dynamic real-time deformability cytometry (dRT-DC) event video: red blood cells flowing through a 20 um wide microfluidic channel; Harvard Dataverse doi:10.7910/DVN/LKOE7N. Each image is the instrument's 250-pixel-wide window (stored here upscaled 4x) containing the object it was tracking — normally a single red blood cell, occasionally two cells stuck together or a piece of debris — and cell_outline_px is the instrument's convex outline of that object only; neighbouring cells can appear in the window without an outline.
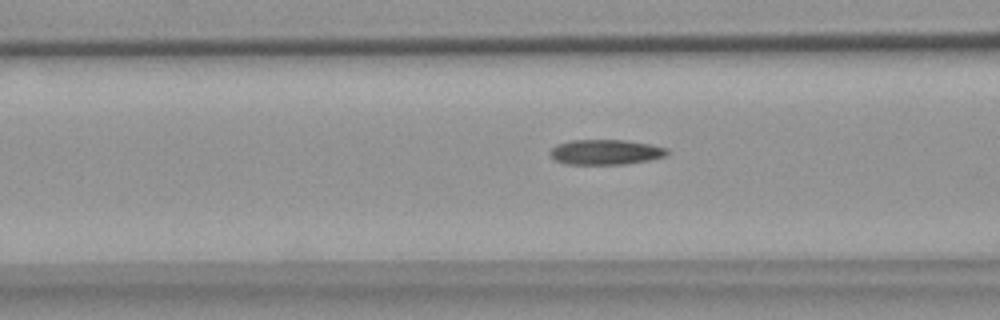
{"species": "common noctule bat (a hibernating species)", "species_latin": "Nyctalus noctula", "temperature_condition": "warm", "stored_images_in_passage": 55, "camera_frame_rate_fps": 3000, "um_per_image_px": 0.085, "animal": {"sex": "female", "body_mass_g": 18.4}, "frame": {"image": 1, "passage_image": 21, "time_ms": 6.667, "image_size_px": [1000, 320], "cell_outline_px": [[668, 152], [664, 156], [648, 160], [628, 164], [564, 164], [556, 160], [548, 152], [556, 144], [572, 140], [624, 140], [652, 144], [668, 148]], "centroid_in_image_um": [51.47, 12.92], "position_along_channel_um": 115.1, "area_um2": 17.17}}
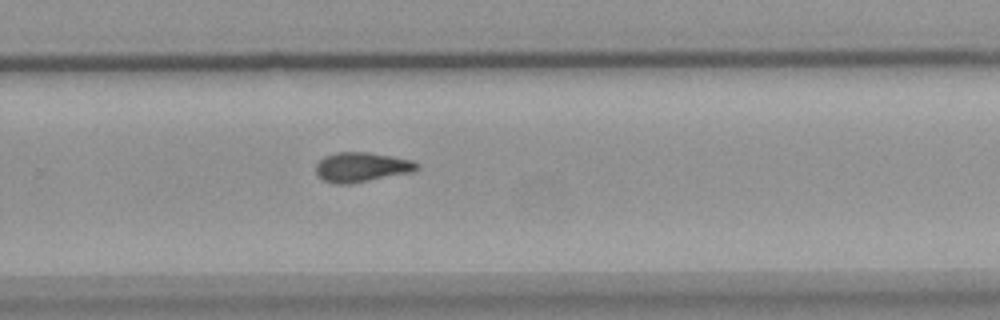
{"frame": {"image": 2, "passage_image": 36, "time_ms": 11.667, "image_size_px": [1000, 320], "cell_outline_px": [[420, 168], [416, 172], [348, 184], [332, 184], [324, 180], [316, 172], [316, 164], [324, 156], [336, 152], [368, 152], [392, 156], [412, 160], [420, 164]], "centroid_in_image_um": [30.79, 14.21], "position_along_channel_um": 299.0, "area_um2": 17.69}}
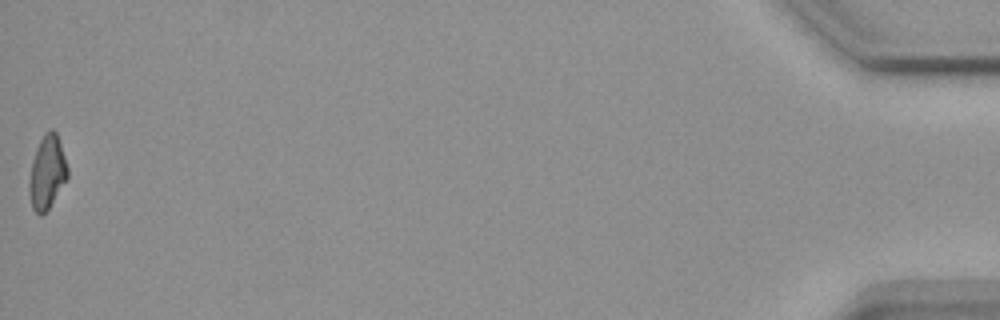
{"frame": {"image": 3, "passage_image": 55, "time_ms": 18.0, "image_size_px": [1000, 320], "cell_outline_px": [[68, 176], [48, 208], [40, 216], [32, 208], [28, 192], [28, 184], [32, 160], [36, 148], [44, 132], [48, 128], [52, 128], [56, 132], [68, 168]], "centroid_in_image_um": [3.97, 14.62], "position_along_channel_um": 431.2, "area_um2": 16.3}, "authors_computed_cell_mechanics": {"area_um2": 17.051, "velocity_mm_per_s": 3.6929, "shape_relaxation_time_tau1_ms": null, "shape_relaxation_time_tau2_ms": 6.1079, "deformation_change_tau1": null, "deformation_change_tau2": 0.1228}}